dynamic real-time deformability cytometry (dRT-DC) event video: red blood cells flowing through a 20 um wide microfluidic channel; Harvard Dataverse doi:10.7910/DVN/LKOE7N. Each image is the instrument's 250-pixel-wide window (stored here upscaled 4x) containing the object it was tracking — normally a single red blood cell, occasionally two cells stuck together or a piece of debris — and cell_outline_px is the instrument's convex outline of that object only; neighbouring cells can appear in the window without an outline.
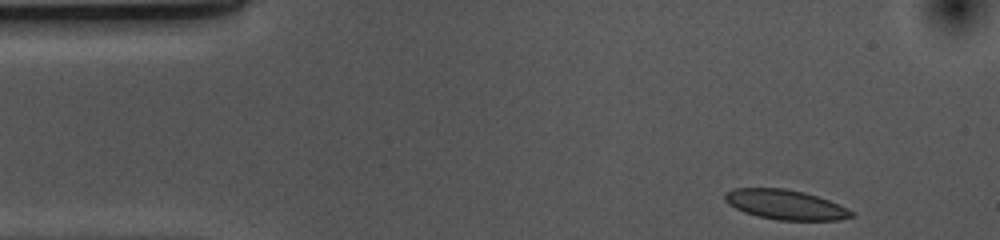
{"species": "common noctule bat (a hibernating species)", "species_latin": "Nyctalus noctula", "temperature_condition": "cold", "stored_images_in_passage": 38, "camera_frame_rate_fps": 3000, "um_per_image_px": 0.085, "animal": {"sex": "female", "body_mass_g": 10.0, "forearm_length_mm": 53.1}, "frame": {"image": 1, "passage_image": 1, "time_ms": 0.0, "image_size_px": [1000, 240], "cell_outline_px": [[856, 216], [840, 220], [780, 220], [756, 216], [744, 212], [728, 204], [724, 200], [724, 192], [732, 188], [784, 188], [804, 192], [828, 200], [848, 208], [856, 212]], "centroid_in_image_um": [66.77, 17.39], "position_along_channel_um": 18.2, "area_um2": 22.14}}
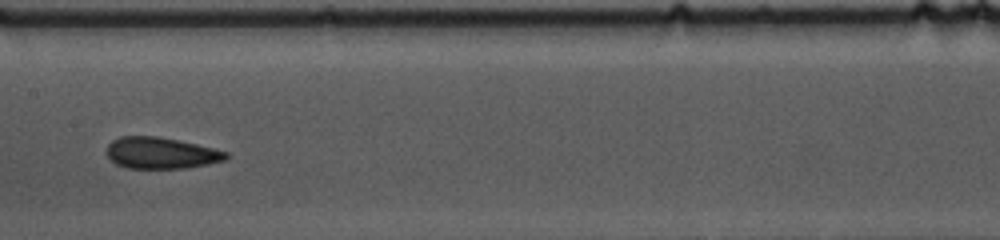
{"frame": {"image": 2, "passage_image": 21, "time_ms": 6.667, "image_size_px": [1000, 240], "cell_outline_px": [[228, 156], [224, 160], [208, 164], [188, 168], [128, 168], [116, 164], [108, 156], [108, 144], [112, 140], [120, 136], [156, 136], [180, 140], [228, 152]], "centroid_in_image_um": [13.68, 13.0], "position_along_channel_um": 193.7, "area_um2": 21.73}}
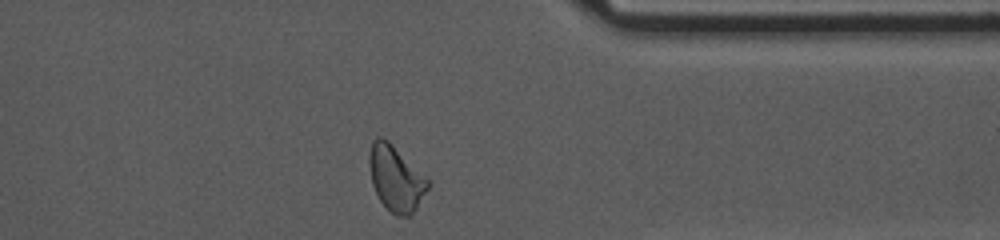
{"frame": {"image": 3, "passage_image": 37, "time_ms": 12.0, "image_size_px": [1000, 240], "cell_outline_px": [[432, 184], [416, 208], [408, 216], [396, 216], [380, 200], [372, 184], [368, 164], [368, 156], [372, 140], [376, 136], [380, 136], [388, 140]], "centroid_in_image_um": [33.62, 15.14], "position_along_channel_um": 377.8, "area_um2": 22.14}, "authors_computed_cell_mechanics": {"area_um2": 22.1374, "velocity_mm_per_s": 3.6751, "shape_relaxation_time_tau1_ms": 4.5321, "shape_relaxation_time_tau2_ms": 2.3201, "deformation_change_tau1": 0.117, "deformation_change_tau2": 0.0835}}